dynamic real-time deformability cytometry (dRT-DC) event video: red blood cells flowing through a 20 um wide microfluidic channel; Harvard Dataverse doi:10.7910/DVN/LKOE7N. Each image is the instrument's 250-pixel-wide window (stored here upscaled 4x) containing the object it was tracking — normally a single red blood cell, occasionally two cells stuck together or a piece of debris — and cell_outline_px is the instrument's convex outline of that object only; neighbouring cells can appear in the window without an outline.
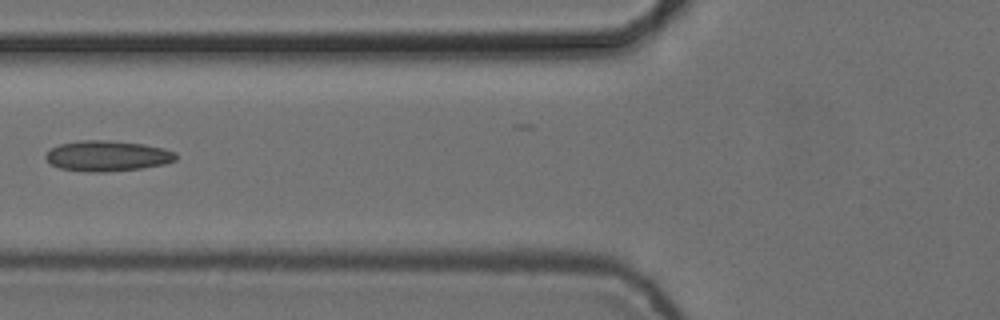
{"species": "common noctule bat (a hibernating species)", "species_latin": "Nyctalus noctula", "temperature_condition": "cold", "stored_images_in_passage": 7, "camera_frame_rate_fps": 3000, "um_per_image_px": 0.085, "animal": {"sex": "female", "body_mass_g": 24.6, "forearm_length_mm": 56.2}, "frame": {"image": 1, "passage_image": 6, "time_ms": 1.667, "image_size_px": [1000, 320], "cell_outline_px": [[176, 160], [164, 164], [140, 168], [104, 172], [92, 172], [60, 168], [52, 164], [44, 156], [52, 148], [60, 144], [80, 140], [108, 140], [144, 144], [164, 148], [176, 152]], "centroid_in_image_um": [9.15, 13.24], "position_along_channel_um": 116.7, "area_um2": 23.0}}
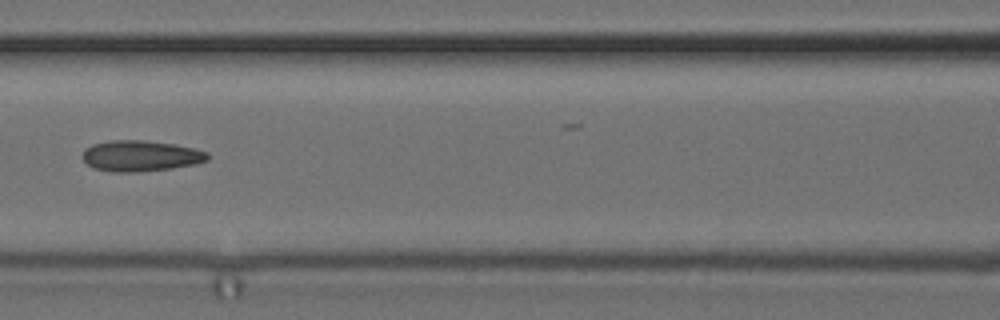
{"frame": {"image": 2, "passage_image": 7, "time_ms": 2.0, "image_size_px": [1000, 320], "cell_outline_px": [[208, 160], [196, 164], [172, 168], [140, 172], [112, 172], [92, 168], [80, 156], [84, 148], [92, 144], [108, 140], [144, 140], [172, 144], [192, 148], [208, 152]], "centroid_in_image_um": [11.9, 13.25], "position_along_channel_um": 154.7, "area_um2": 22.72}}